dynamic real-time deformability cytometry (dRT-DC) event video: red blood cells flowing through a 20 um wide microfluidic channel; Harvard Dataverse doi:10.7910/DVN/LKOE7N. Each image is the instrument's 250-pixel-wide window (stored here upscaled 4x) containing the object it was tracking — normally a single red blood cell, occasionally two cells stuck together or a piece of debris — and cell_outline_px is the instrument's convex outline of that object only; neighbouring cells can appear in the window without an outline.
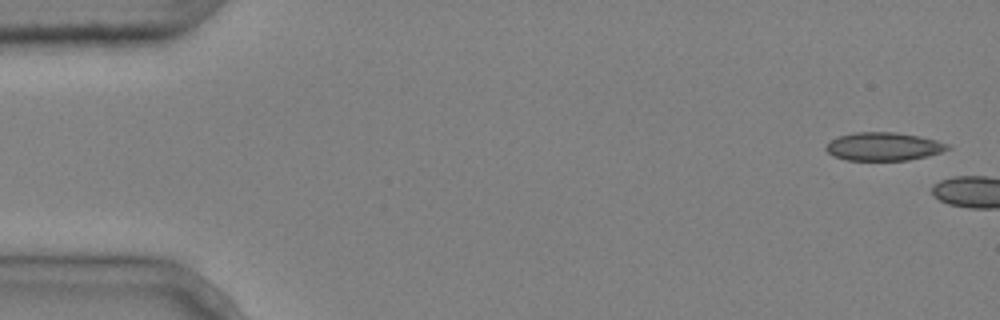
{"species": "common noctule bat (a hibernating species)", "species_latin": "Nyctalus noctula", "temperature_condition": "cold", "stored_images_in_passage": 2, "camera_frame_rate_fps": 3000, "um_per_image_px": 0.085, "animal": {"sex": "male", "body_mass_g": 20.4}, "frame": {"image": 1, "passage_image": 1, "time_ms": 0.0, "image_size_px": [1000, 320], "cell_outline_px": [[952, 148], [928, 156], [908, 160], [848, 160], [832, 156], [824, 148], [836, 136], [856, 132], [896, 132], [920, 136], [936, 140], [948, 144]], "centroid_in_image_um": [75.1, 12.45], "position_along_channel_um": 9.9, "area_um2": 20.06}}